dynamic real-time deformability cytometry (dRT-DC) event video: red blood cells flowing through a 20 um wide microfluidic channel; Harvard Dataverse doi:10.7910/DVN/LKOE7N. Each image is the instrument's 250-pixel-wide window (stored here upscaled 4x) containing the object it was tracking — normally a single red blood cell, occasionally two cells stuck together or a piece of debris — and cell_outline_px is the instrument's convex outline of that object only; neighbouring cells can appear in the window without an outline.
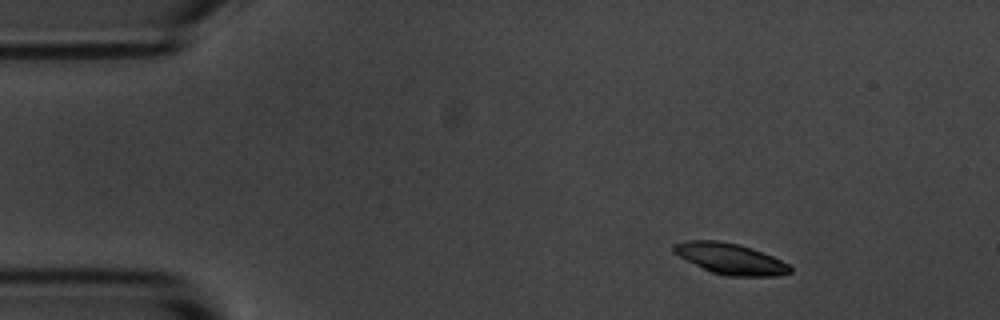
{"species": "common noctule bat (a hibernating species)", "species_latin": "Nyctalus noctula", "temperature_condition": "room temperature", "stored_images_in_passage": 4, "camera_frame_rate_fps": 3000, "um_per_image_px": 0.085, "animal": {"sex": "male", "body_mass_g": 20.1, "forearm_length_mm": 53.5}, "frame": {"image": 1, "passage_image": 2, "time_ms": 1.0, "image_size_px": [1000, 320], "cell_outline_px": [[792, 272], [776, 276], [728, 276], [712, 272], [672, 252], [672, 244], [684, 240], [716, 240], [736, 244], [752, 248], [772, 256], [788, 264], [792, 268]], "centroid_in_image_um": [62.07, 21.98], "position_along_channel_um": 22.9, "area_um2": 20.75}}